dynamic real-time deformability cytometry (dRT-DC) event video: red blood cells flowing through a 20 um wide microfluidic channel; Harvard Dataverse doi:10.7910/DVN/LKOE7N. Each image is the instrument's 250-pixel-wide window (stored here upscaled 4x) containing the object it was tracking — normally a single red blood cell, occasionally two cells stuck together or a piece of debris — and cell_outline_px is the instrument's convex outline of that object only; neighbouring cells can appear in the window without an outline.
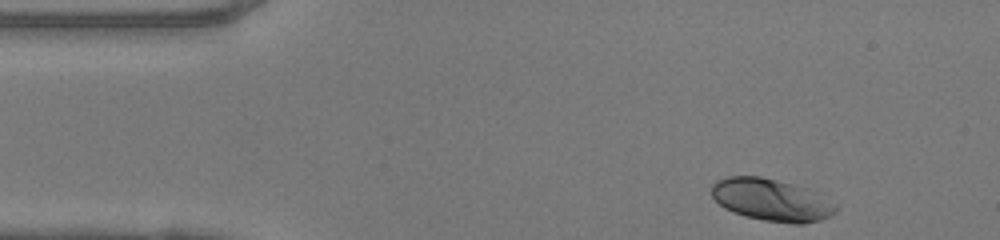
{"species": "human", "species_latin": "Homo sapiens", "temperature_condition": "warm", "stored_images_in_passage": 35, "camera_frame_rate_fps": 3000, "um_per_image_px": 0.085, "donor": {"sex": "female"}, "frame": {"image": 1, "passage_image": 1, "time_ms": 0.0, "image_size_px": [1000, 240], "cell_outline_px": [[840, 208], [832, 216], [820, 220], [804, 224], [792, 224], [764, 220], [744, 216], [732, 212], [724, 208], [712, 196], [712, 184], [716, 180], [728, 176], [760, 176], [792, 184], [804, 188], [836, 204]], "centroid_in_image_um": [65.56, 17.01], "position_along_channel_um": 19.4, "area_um2": 30.46}}
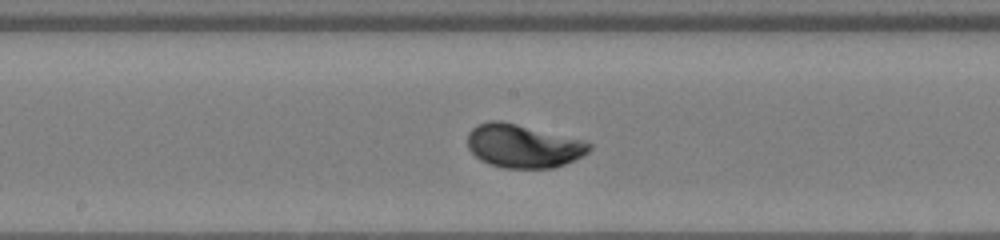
{"frame": {"image": 2, "passage_image": 20, "time_ms": 6.333, "image_size_px": [1000, 240], "cell_outline_px": [[592, 148], [588, 152], [564, 164], [552, 168], [504, 168], [488, 164], [480, 160], [468, 148], [468, 132], [476, 124], [488, 120], [500, 120], [584, 140], [592, 144]], "centroid_in_image_um": [44.44, 12.4], "position_along_channel_um": 203.8, "area_um2": 30.81}}
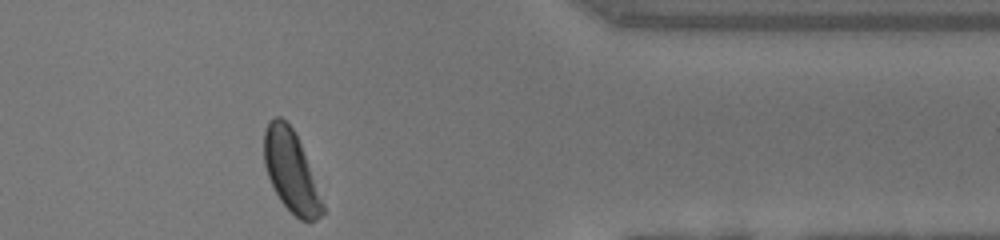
{"frame": {"image": 3, "passage_image": 35, "time_ms": 11.333, "image_size_px": [1000, 240], "cell_outline_px": [[324, 212], [316, 220], [300, 220], [280, 200], [268, 176], [264, 164], [264, 132], [268, 120], [276, 116], [280, 116], [292, 128], [300, 144], [324, 204]], "centroid_in_image_um": [24.71, 14.54], "position_along_channel_um": 386.7, "area_um2": 27.05}, "authors_computed_cell_mechanics": {"area_um2": 30.2294, "velocity_mm_per_s": 4.1226, "shape_relaxation_time_tau1_ms": 2.1488, "shape_relaxation_time_tau2_ms": null, "deformation_change_tau1": 0.1417, "deformation_change_tau2": null}}